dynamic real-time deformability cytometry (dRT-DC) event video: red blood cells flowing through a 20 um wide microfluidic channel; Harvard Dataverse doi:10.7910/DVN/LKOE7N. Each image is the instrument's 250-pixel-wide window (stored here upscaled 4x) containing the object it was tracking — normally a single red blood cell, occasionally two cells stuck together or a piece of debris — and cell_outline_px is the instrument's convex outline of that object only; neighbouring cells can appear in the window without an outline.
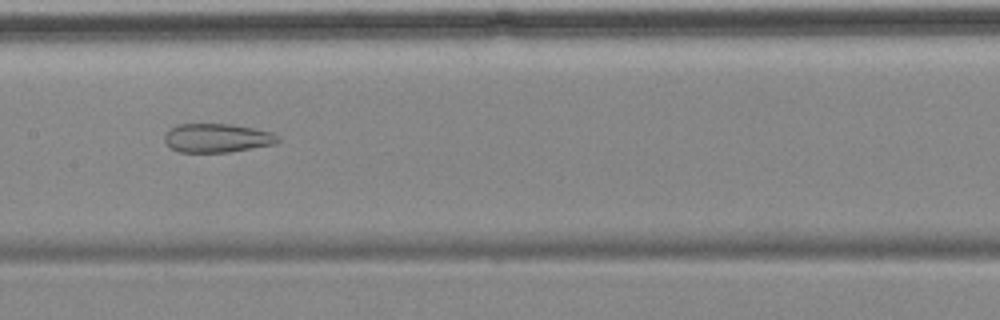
{"species": "common noctule bat (a hibernating species)", "species_latin": "Nyctalus noctula", "temperature_condition": "cold", "stored_images_in_passage": 10, "camera_frame_rate_fps": 3000, "um_per_image_px": 0.085, "animal": {"sex": "female", "body_mass_g": 18.4}, "frame": {"image": 1, "passage_image": 7, "time_ms": 8.0, "image_size_px": [1000, 320], "cell_outline_px": [[280, 140], [276, 144], [228, 152], [180, 152], [172, 148], [164, 140], [164, 136], [176, 124], [232, 124], [272, 132]], "centroid_in_image_um": [18.46, 11.73], "position_along_channel_um": 188.9, "area_um2": 18.84}}